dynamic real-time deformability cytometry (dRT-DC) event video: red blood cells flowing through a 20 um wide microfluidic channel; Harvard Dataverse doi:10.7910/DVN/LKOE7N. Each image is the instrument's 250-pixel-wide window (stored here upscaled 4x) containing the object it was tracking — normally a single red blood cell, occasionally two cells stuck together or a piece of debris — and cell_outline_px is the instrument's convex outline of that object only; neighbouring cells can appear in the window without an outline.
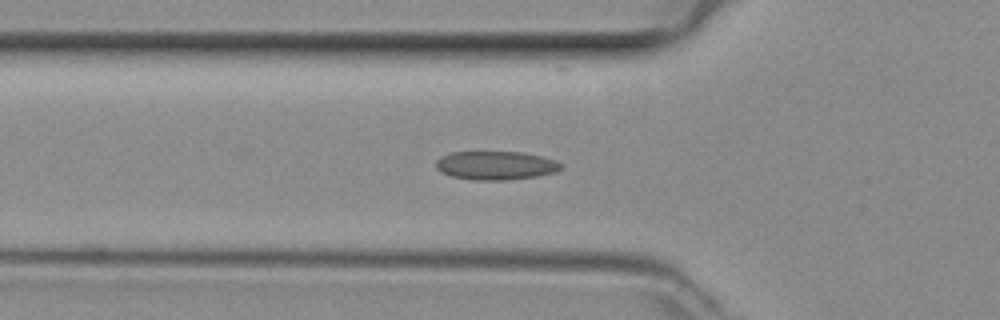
{"species": "common noctule bat (a hibernating species)", "species_latin": "Nyctalus noctula", "temperature_condition": "room temperature", "stored_images_in_passage": 48, "camera_frame_rate_fps": 3000, "um_per_image_px": 0.085, "animal": {"sex": "female", "body_mass_g": 29.2, "forearm_length_mm": 56.3}, "frame": {"image": 1, "passage_image": 16, "time_ms": 5.0, "image_size_px": [1000, 320], "cell_outline_px": [[564, 168], [556, 172], [536, 176], [508, 180], [472, 180], [452, 176], [440, 172], [436, 168], [436, 160], [440, 156], [452, 152], [520, 152], [540, 156], [556, 160], [564, 164]], "centroid_in_image_um": [42.15, 14.06], "position_along_channel_um": 83.6, "area_um2": 21.04}}
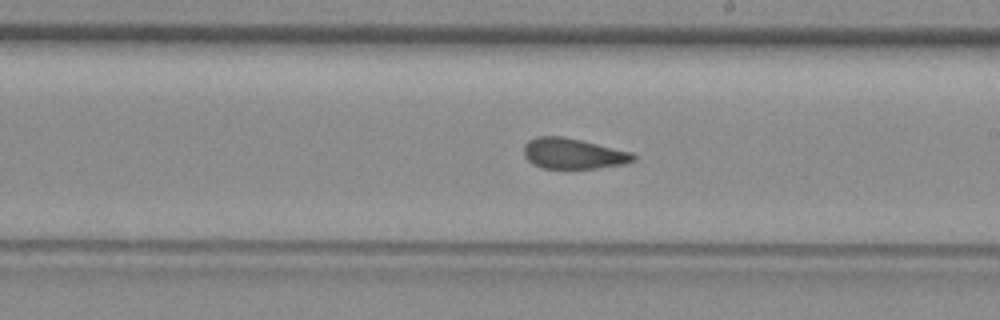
{"frame": {"image": 2, "passage_image": 27, "time_ms": 8.667, "image_size_px": [1000, 320], "cell_outline_px": [[636, 160], [624, 164], [596, 168], [544, 168], [532, 164], [524, 156], [524, 144], [528, 140], [536, 136], [560, 136], [580, 140], [632, 152], [636, 156]], "centroid_in_image_um": [48.7, 13.05], "position_along_channel_um": 240.3, "area_um2": 19.48}}
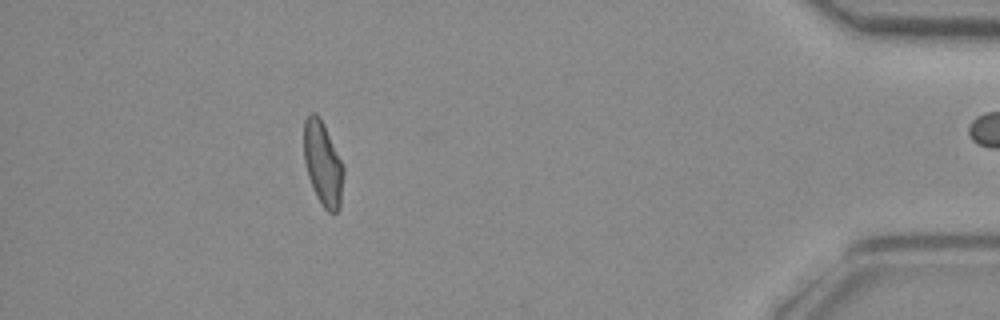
{"frame": {"image": 3, "passage_image": 43, "time_ms": 14.0, "image_size_px": [1000, 320], "cell_outline_px": [[344, 172], [340, 208], [336, 212], [328, 212], [324, 208], [316, 196], [308, 176], [304, 160], [304, 120], [308, 112], [316, 112], [324, 124], [344, 164]], "centroid_in_image_um": [27.45, 13.88], "position_along_channel_um": 407.8, "area_um2": 19.71}}